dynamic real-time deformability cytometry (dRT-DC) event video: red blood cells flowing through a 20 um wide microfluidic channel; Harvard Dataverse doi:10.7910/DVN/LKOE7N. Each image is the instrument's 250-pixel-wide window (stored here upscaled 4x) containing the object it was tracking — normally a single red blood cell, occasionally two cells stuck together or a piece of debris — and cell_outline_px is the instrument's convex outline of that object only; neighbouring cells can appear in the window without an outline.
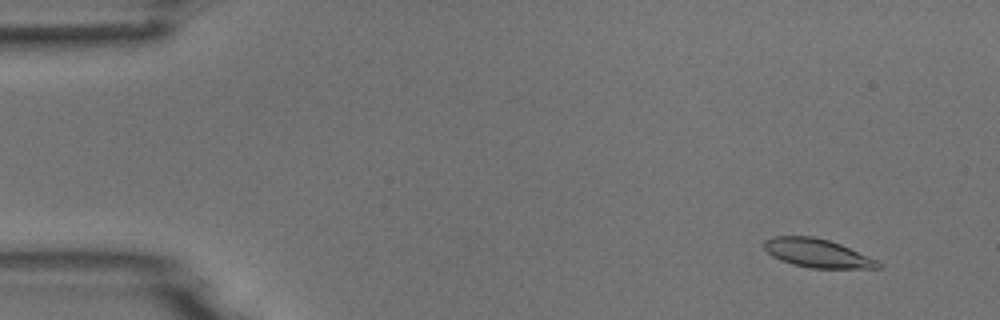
{"species": "common noctule bat (a hibernating species)", "species_latin": "Nyctalus noctula", "temperature_condition": "room temperature", "stored_images_in_passage": 52, "camera_frame_rate_fps": 3000, "um_per_image_px": 0.085, "animal": {"sex": "male", "body_mass_g": 18.8}, "frame": {"image": 1, "passage_image": 5, "time_ms": 1.333, "image_size_px": [1000, 320], "cell_outline_px": [[884, 264], [880, 268], [808, 268], [792, 264], [780, 260], [772, 256], [764, 248], [764, 240], [772, 236], [812, 236], [828, 240], [840, 244], [876, 260]], "centroid_in_image_um": [69.44, 21.52], "position_along_channel_um": 15.6, "area_um2": 18.9}}
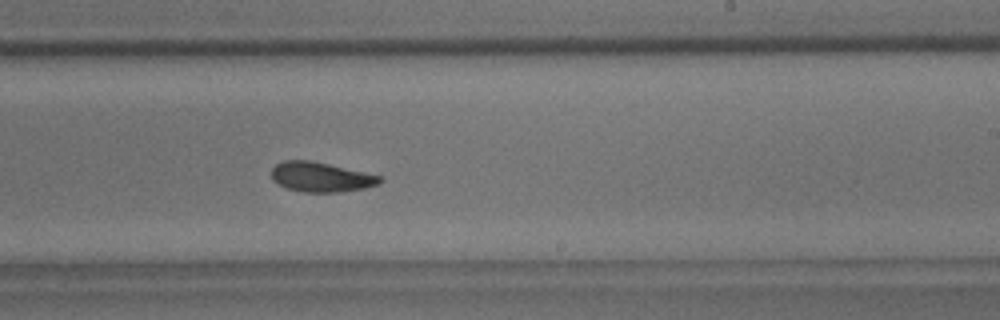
{"frame": {"image": 2, "passage_image": 32, "time_ms": 10.333, "image_size_px": [1000, 320], "cell_outline_px": [[384, 180], [380, 184], [364, 188], [340, 192], [304, 192], [288, 188], [272, 180], [272, 168], [280, 160], [308, 160], [328, 164], [384, 176]], "centroid_in_image_um": [27.32, 15.04], "position_along_channel_um": 261.7, "area_um2": 18.84}}
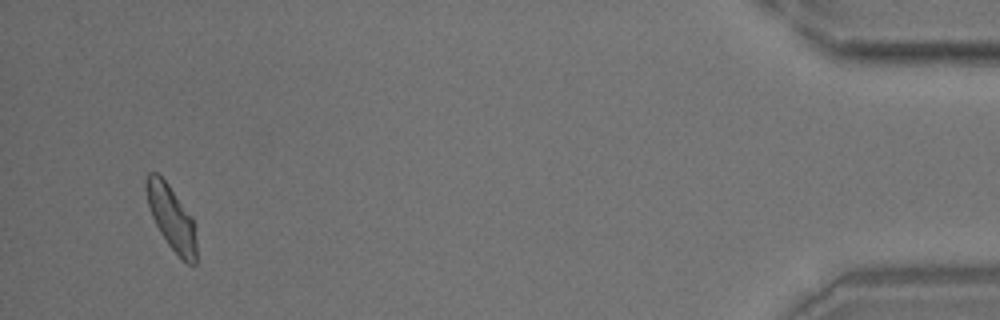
{"frame": {"image": 3, "passage_image": 50, "time_ms": 16.333, "image_size_px": [1000, 320], "cell_outline_px": [[196, 264], [188, 264], [168, 244], [160, 232], [152, 216], [148, 204], [144, 188], [144, 180], [148, 172], [156, 172], [168, 184], [192, 216], [196, 244]], "centroid_in_image_um": [14.54, 18.46], "position_along_channel_um": 420.7, "area_um2": 18.61}}